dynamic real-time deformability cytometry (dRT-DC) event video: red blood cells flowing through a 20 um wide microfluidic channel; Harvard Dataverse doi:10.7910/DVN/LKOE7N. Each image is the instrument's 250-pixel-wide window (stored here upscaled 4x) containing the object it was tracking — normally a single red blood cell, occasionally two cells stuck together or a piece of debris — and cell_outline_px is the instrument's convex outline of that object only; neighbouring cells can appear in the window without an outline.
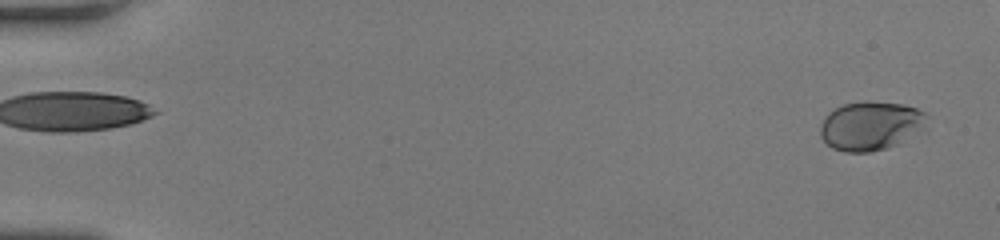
{"species": "human", "species_latin": "Homo sapiens", "temperature_condition": "room temperature", "stored_images_in_passage": 47, "camera_frame_rate_fps": 3000, "um_per_image_px": 0.085, "donor": {"sex": "female"}, "frame": {"image": 1, "passage_image": 2, "time_ms": 0.333, "image_size_px": [1000, 240], "cell_outline_px": [[928, 132], [888, 148], [872, 152], [844, 152], [832, 148], [820, 136], [820, 124], [824, 116], [828, 112], [844, 104], [864, 100], [904, 104], [916, 108], [924, 112], [928, 116]], "centroid_in_image_um": [74.1, 10.7], "position_along_channel_um": 10.9, "area_um2": 31.56}}
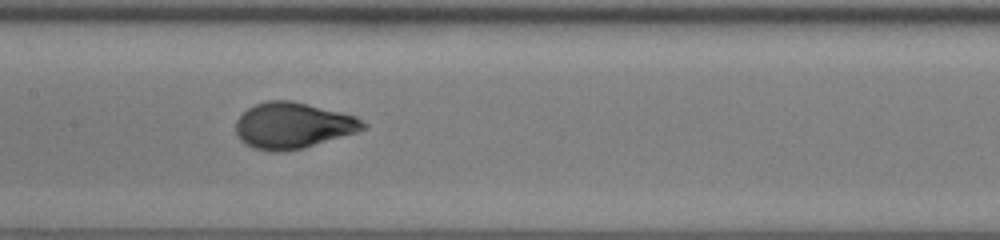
{"frame": {"image": 2, "passage_image": 26, "time_ms": 8.333, "image_size_px": [1000, 240], "cell_outline_px": [[368, 128], [356, 132], [304, 148], [280, 152], [272, 152], [252, 148], [244, 144], [240, 140], [236, 132], [236, 120], [248, 108], [256, 104], [268, 100], [292, 100], [356, 116], [368, 124]], "centroid_in_image_um": [24.89, 10.68], "position_along_channel_um": 182.5, "area_um2": 34.28}}
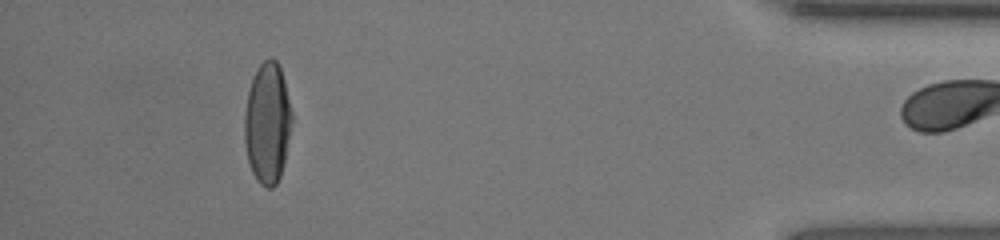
{"frame": {"image": 3, "passage_image": 46, "time_ms": 15.0, "image_size_px": [1000, 240], "cell_outline_px": [[292, 120], [284, 164], [280, 176], [276, 184], [272, 188], [264, 188], [256, 180], [252, 172], [248, 160], [244, 144], [244, 116], [248, 92], [252, 76], [260, 64], [264, 60], [276, 60], [280, 68], [284, 80], [292, 112]], "centroid_in_image_um": [22.72, 10.5], "position_along_channel_um": 412.5, "area_um2": 33.47}, "authors_computed_cell_mechanics": {"area_um2": 33.2928, "velocity_mm_per_s": 4.2299, "shape_relaxation_time_tau1_ms": 4.315, "shape_relaxation_time_tau2_ms": null, "deformation_change_tau1": 0.1996, "deformation_change_tau2": null}}